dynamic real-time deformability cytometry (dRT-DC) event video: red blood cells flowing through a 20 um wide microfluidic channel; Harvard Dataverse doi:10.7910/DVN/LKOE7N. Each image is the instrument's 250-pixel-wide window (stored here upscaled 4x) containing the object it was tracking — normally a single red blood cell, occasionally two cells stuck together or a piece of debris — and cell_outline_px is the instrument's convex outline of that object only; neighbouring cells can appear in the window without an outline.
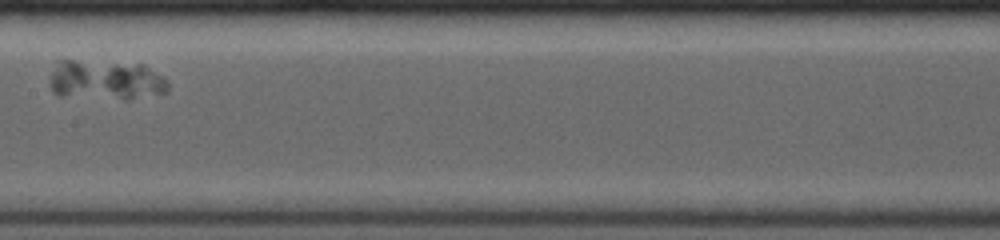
{"species": "common noctule bat (a hibernating species)", "species_latin": "Nyctalus noctula", "temperature_condition": "room temperature", "stored_images_in_passage": 8, "segment_of_instrument_passage": [2, 4], "camera_frame_rate_fps": 4000, "um_per_image_px": 0.085, "animal": {"sex": "female", "body_mass_g": 19.0, "forearm_length_mm": 53.3}, "frame": {"image": 1, "passage_image": 5, "time_ms": 4.0, "image_size_px": [1000, 240], "cell_outline_px": [[168, 92], [128, 100], [60, 96], [52, 92], [52, 72], [60, 60], [72, 60], [144, 64], [164, 76], [168, 80]], "centroid_in_image_um": [9.07, 6.82], "position_along_channel_um": 198.3, "area_um2": 27.69}}